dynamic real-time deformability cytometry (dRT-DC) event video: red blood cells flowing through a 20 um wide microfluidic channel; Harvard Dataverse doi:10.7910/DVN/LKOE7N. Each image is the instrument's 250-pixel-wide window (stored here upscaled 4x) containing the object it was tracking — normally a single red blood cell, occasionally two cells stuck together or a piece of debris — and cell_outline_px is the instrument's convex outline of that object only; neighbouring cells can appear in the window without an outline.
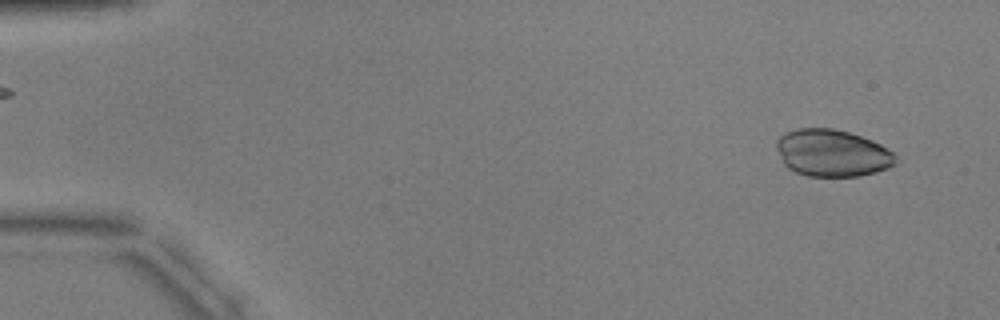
{"species": "common noctule bat (a hibernating species)", "species_latin": "Nyctalus noctula", "temperature_condition": "warm", "stored_images_in_passage": 3, "camera_frame_rate_fps": 3000, "um_per_image_px": 0.085, "animal": {"sex": "male", "body_mass_g": 17.9, "forearm_length_mm": 54.2}, "frame": {"image": 1, "passage_image": 3, "time_ms": 2.667, "image_size_px": [1000, 320], "cell_outline_px": [[896, 164], [888, 168], [876, 172], [860, 176], [808, 176], [796, 172], [788, 168], [784, 164], [776, 148], [776, 140], [780, 136], [796, 128], [832, 128], [848, 132], [872, 140], [880, 144], [892, 152], [896, 156]], "centroid_in_image_um": [70.74, 13.01], "position_along_channel_um": 14.3, "area_um2": 32.66}}